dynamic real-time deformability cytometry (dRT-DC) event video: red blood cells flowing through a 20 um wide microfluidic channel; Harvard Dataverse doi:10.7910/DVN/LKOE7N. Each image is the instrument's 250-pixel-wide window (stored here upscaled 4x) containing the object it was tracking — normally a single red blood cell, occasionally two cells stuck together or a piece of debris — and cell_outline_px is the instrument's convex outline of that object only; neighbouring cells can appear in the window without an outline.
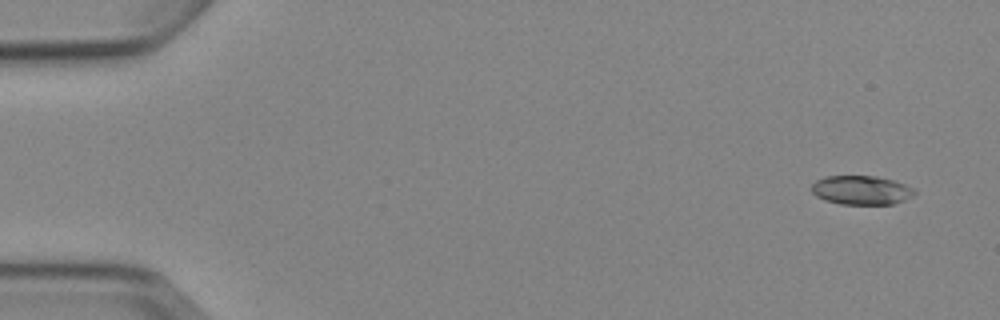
{"species": "Egyptian fruit bat (a non-hibernating species)", "species_latin": "Rousettus aegyptiacus", "temperature_condition": "cold", "stored_images_in_passage": 5, "segment_of_instrument_passage": [2, 2], "camera_frame_rate_fps": 3000, "um_per_image_px": 0.085, "animal": {"sex": "female"}, "frame": {"image": 1, "passage_image": 5, "time_ms": 5.667, "image_size_px": [1000, 320], "cell_outline_px": [[916, 192], [912, 196], [904, 200], [892, 204], [840, 204], [824, 200], [816, 196], [812, 192], [812, 184], [816, 180], [824, 176], [876, 176], [892, 180], [904, 184], [912, 188]], "centroid_in_image_um": [73.18, 16.16], "position_along_channel_um": 11.8, "area_um2": 17.34}}